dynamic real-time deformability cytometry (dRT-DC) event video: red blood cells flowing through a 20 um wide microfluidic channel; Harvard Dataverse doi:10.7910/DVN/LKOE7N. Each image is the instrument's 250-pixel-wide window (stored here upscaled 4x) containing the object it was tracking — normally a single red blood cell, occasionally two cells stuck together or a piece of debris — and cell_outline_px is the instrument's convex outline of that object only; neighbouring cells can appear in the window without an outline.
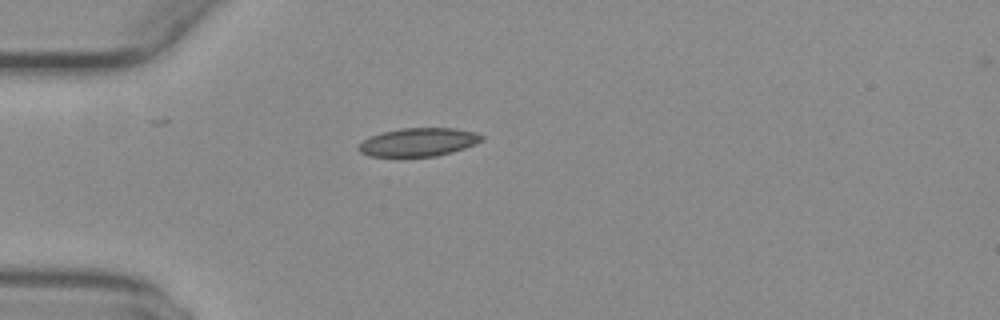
{"species": "common noctule bat (a hibernating species)", "species_latin": "Nyctalus noctula", "temperature_condition": "warm", "stored_images_in_passage": 9, "camera_frame_rate_fps": 3000, "um_per_image_px": 0.085, "animal": {"sex": "female", "body_mass_g": 29.2, "forearm_length_mm": 56.3}, "frame": {"image": 1, "passage_image": 4, "time_ms": 1.0, "image_size_px": [1000, 320], "cell_outline_px": [[484, 140], [464, 148], [452, 152], [436, 156], [368, 156], [360, 152], [356, 148], [364, 140], [380, 132], [400, 128], [456, 128], [476, 132], [484, 136]], "centroid_in_image_um": [35.58, 12.07], "position_along_channel_um": 49.4, "area_um2": 20.35}}